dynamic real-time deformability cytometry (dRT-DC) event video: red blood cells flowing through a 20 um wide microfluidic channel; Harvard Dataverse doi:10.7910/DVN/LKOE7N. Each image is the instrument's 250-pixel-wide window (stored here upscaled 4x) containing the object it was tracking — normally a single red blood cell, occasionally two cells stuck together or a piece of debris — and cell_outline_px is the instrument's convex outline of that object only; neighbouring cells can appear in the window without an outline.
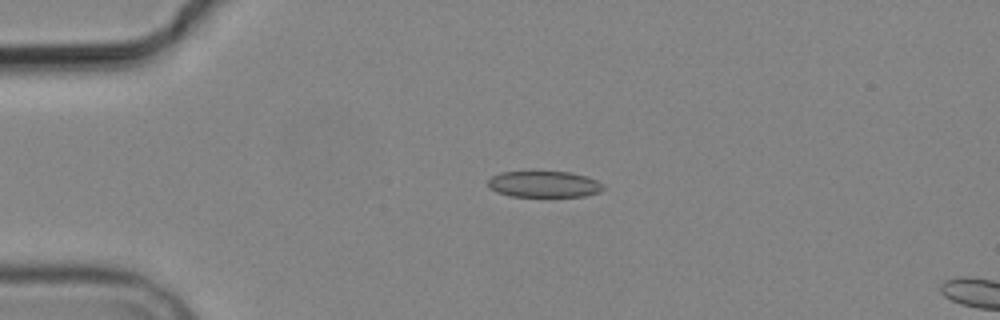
{"species": "common noctule bat (a hibernating species)", "species_latin": "Nyctalus noctula", "temperature_condition": "cold", "stored_images_in_passage": 4, "camera_frame_rate_fps": 3000, "um_per_image_px": 0.085, "animal": {"sex": "male", "body_mass_g": 19.2, "forearm_length_mm": 51.8}, "frame": {"image": 1, "passage_image": 3, "time_ms": 2.667, "image_size_px": [1000, 320], "cell_outline_px": [[604, 188], [600, 192], [584, 196], [508, 196], [496, 192], [488, 188], [488, 180], [492, 176], [500, 172], [532, 168], [536, 168], [572, 172], [588, 176], [604, 184]], "centroid_in_image_um": [46.2, 15.59], "position_along_channel_um": 38.8, "area_um2": 18.84}}